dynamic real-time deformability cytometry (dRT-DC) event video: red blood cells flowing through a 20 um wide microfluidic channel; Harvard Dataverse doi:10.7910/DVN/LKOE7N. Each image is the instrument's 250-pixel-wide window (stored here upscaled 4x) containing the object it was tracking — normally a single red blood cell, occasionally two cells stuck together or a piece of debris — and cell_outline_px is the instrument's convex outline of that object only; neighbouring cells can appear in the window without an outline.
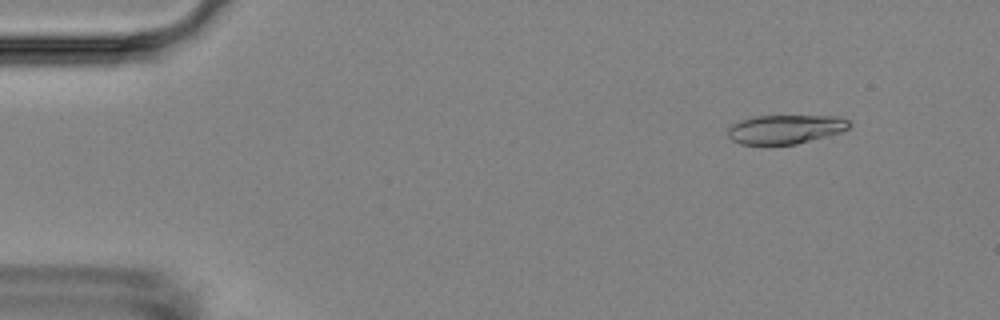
{"species": "Egyptian fruit bat (a non-hibernating species)", "species_latin": "Rousettus aegyptiacus", "temperature_condition": "room temperature", "stored_images_in_passage": 4, "camera_frame_rate_fps": 3000, "um_per_image_px": 0.085, "animal": {"sex": "female"}, "frame": {"image": 1, "passage_image": 2, "time_ms": 1.0, "image_size_px": [1000, 320], "cell_outline_px": [[852, 124], [848, 128], [840, 132], [796, 144], [740, 144], [732, 140], [728, 136], [728, 128], [732, 124], [740, 120], [756, 116], [836, 116], [848, 120]], "centroid_in_image_um": [66.74, 10.98], "position_along_channel_um": 18.3, "area_um2": 20.35}}